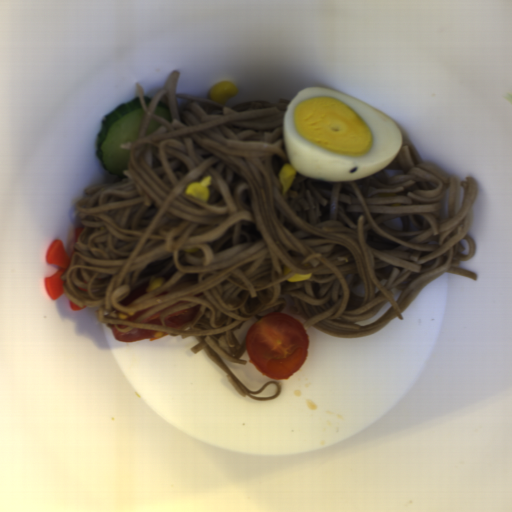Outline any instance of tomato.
Here are the masks:
<instances>
[{
    "label": "tomato",
    "mask_w": 512,
    "mask_h": 512,
    "mask_svg": "<svg viewBox=\"0 0 512 512\" xmlns=\"http://www.w3.org/2000/svg\"><path fill=\"white\" fill-rule=\"evenodd\" d=\"M149 284L150 283H147L145 285L137 287L136 289L131 291L127 297L121 299L118 303L125 307L128 306L129 304H131L135 300L139 299L140 297L144 296L148 292V291H146V289Z\"/></svg>",
    "instance_id": "tomato-4"
},
{
    "label": "tomato",
    "mask_w": 512,
    "mask_h": 512,
    "mask_svg": "<svg viewBox=\"0 0 512 512\" xmlns=\"http://www.w3.org/2000/svg\"><path fill=\"white\" fill-rule=\"evenodd\" d=\"M201 305L194 306L191 309H183L180 311H176L171 313L170 315L166 316L164 322L168 327H172L176 330H180L183 328L184 323L192 322L199 310Z\"/></svg>",
    "instance_id": "tomato-3"
},
{
    "label": "tomato",
    "mask_w": 512,
    "mask_h": 512,
    "mask_svg": "<svg viewBox=\"0 0 512 512\" xmlns=\"http://www.w3.org/2000/svg\"><path fill=\"white\" fill-rule=\"evenodd\" d=\"M126 327H128V326H125V325H119V327H118V328H120V329H122V330H123V329H125Z\"/></svg>",
    "instance_id": "tomato-7"
},
{
    "label": "tomato",
    "mask_w": 512,
    "mask_h": 512,
    "mask_svg": "<svg viewBox=\"0 0 512 512\" xmlns=\"http://www.w3.org/2000/svg\"><path fill=\"white\" fill-rule=\"evenodd\" d=\"M310 336L304 324L287 313L273 312L253 323L246 334V352L262 375L289 379L309 354Z\"/></svg>",
    "instance_id": "tomato-1"
},
{
    "label": "tomato",
    "mask_w": 512,
    "mask_h": 512,
    "mask_svg": "<svg viewBox=\"0 0 512 512\" xmlns=\"http://www.w3.org/2000/svg\"><path fill=\"white\" fill-rule=\"evenodd\" d=\"M118 342H137L142 339H151L152 343L168 335L167 331L153 329L134 328L128 331H120L114 324L107 323Z\"/></svg>",
    "instance_id": "tomato-2"
},
{
    "label": "tomato",
    "mask_w": 512,
    "mask_h": 512,
    "mask_svg": "<svg viewBox=\"0 0 512 512\" xmlns=\"http://www.w3.org/2000/svg\"><path fill=\"white\" fill-rule=\"evenodd\" d=\"M155 307H157V306L147 307V308L141 309L139 311H136L133 315H129L128 317H126L127 318V322H132L133 323L135 320H137L138 318H140L141 316H143L147 312L151 311Z\"/></svg>",
    "instance_id": "tomato-6"
},
{
    "label": "tomato",
    "mask_w": 512,
    "mask_h": 512,
    "mask_svg": "<svg viewBox=\"0 0 512 512\" xmlns=\"http://www.w3.org/2000/svg\"><path fill=\"white\" fill-rule=\"evenodd\" d=\"M185 301H178L176 303H173L172 305H170L169 307L163 309V310H160L158 312H156L155 314H153L151 317H149L148 319H146L145 321L141 322L143 324H157V325H162V322L160 320V314L165 312V311H168L170 309H173L181 304H183Z\"/></svg>",
    "instance_id": "tomato-5"
}]
</instances>
